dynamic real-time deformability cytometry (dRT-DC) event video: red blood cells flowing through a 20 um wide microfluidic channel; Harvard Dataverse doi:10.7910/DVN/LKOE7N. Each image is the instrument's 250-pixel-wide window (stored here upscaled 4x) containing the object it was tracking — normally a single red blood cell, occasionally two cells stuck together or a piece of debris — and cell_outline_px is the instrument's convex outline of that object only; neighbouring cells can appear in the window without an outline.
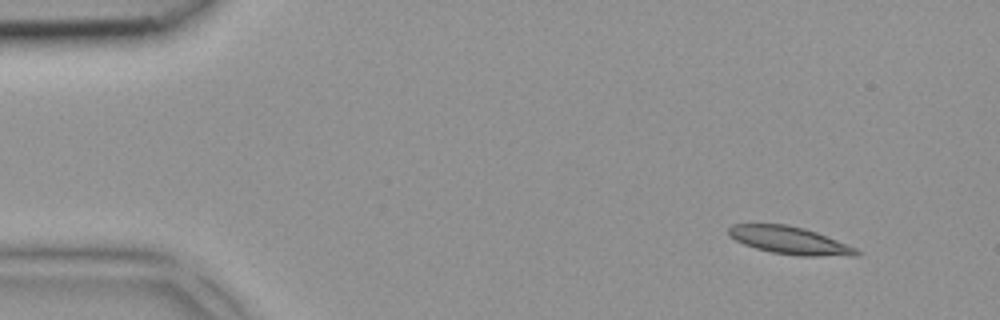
{"species": "common noctule bat (a hibernating species)", "species_latin": "Nyctalus noctula", "temperature_condition": "room temperature", "stored_images_in_passage": 4, "camera_frame_rate_fps": 3000, "um_per_image_px": 0.085, "animal": {"sex": "female", "body_mass_g": 18.4}, "frame": {"image": 1, "passage_image": 1, "time_ms": 0.0, "image_size_px": [1000, 320], "cell_outline_px": [[860, 256], [800, 256], [772, 252], [756, 248], [744, 244], [728, 236], [728, 228], [732, 224], [788, 224], [804, 228], [816, 232], [856, 248], [860, 252]], "centroid_in_image_um": [67.12, 20.43], "position_along_channel_um": 17.9, "area_um2": 20.52}}
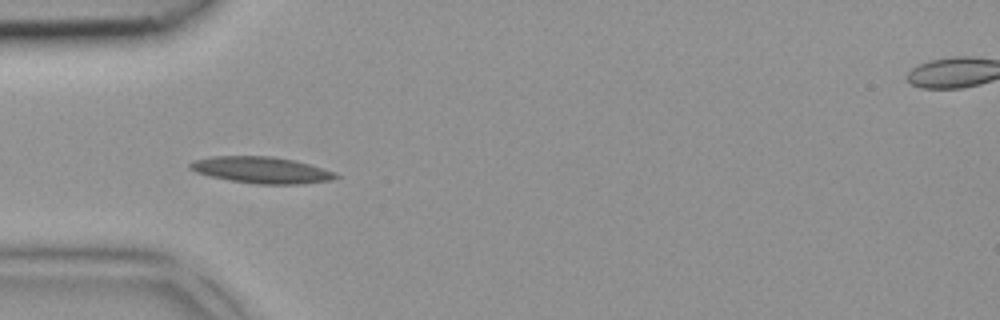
{"frame": {"image": 2, "passage_image": 3, "time_ms": 0.667, "image_size_px": [1000, 320], "cell_outline_px": [[340, 176], [336, 180], [300, 184], [256, 184], [232, 180], [212, 176], [196, 172], [188, 168], [188, 164], [192, 160], [212, 156], [272, 156], [296, 160], [336, 172]], "centroid_in_image_um": [22.26, 14.44], "position_along_channel_um": 62.7, "area_um2": 22.66}}